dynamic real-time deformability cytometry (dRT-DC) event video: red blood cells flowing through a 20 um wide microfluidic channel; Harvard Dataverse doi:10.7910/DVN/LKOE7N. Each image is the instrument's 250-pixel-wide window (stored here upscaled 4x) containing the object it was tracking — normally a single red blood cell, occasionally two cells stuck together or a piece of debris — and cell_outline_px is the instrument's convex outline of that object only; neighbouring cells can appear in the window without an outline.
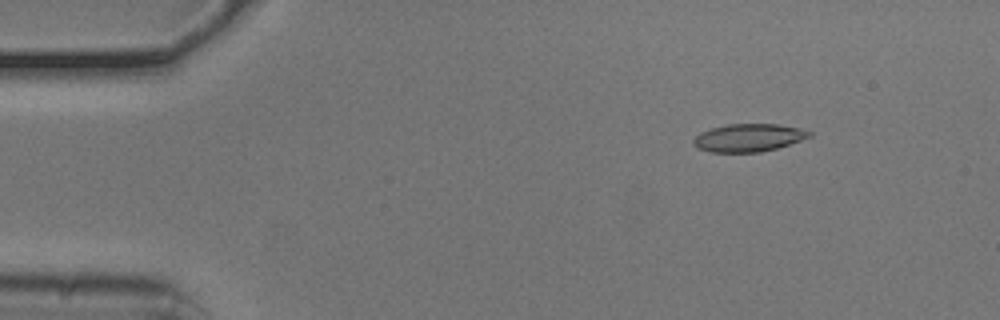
{"species": "common noctule bat (a hibernating species)", "species_latin": "Nyctalus noctula", "temperature_condition": "cold", "stored_images_in_passage": 53, "camera_frame_rate_fps": 3000, "um_per_image_px": 0.085, "animal": {"sex": "male", "body_mass_g": 20.5, "forearm_length_mm": 52.5}, "frame": {"image": 1, "passage_image": 7, "time_ms": 2.0, "image_size_px": [1000, 320], "cell_outline_px": [[812, 136], [776, 148], [760, 152], [708, 152], [692, 144], [692, 140], [700, 132], [712, 128], [728, 124], [780, 124], [812, 132]], "centroid_in_image_um": [63.59, 11.7], "position_along_channel_um": 21.4, "area_um2": 18.61}}
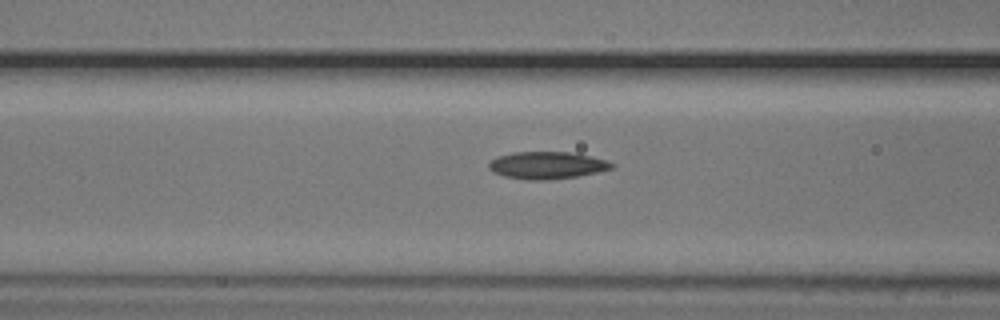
{"frame": {"image": 2, "passage_image": 21, "time_ms": 6.667, "image_size_px": [1000, 320], "cell_outline_px": [[616, 164], [612, 168], [596, 172], [576, 176], [544, 180], [528, 180], [504, 176], [492, 172], [488, 168], [488, 164], [496, 156], [512, 152], [568, 152], [592, 156], [608, 160]], "centroid_in_image_um": [46.48, 14.04], "position_along_channel_um": 120.1, "area_um2": 19.54}}
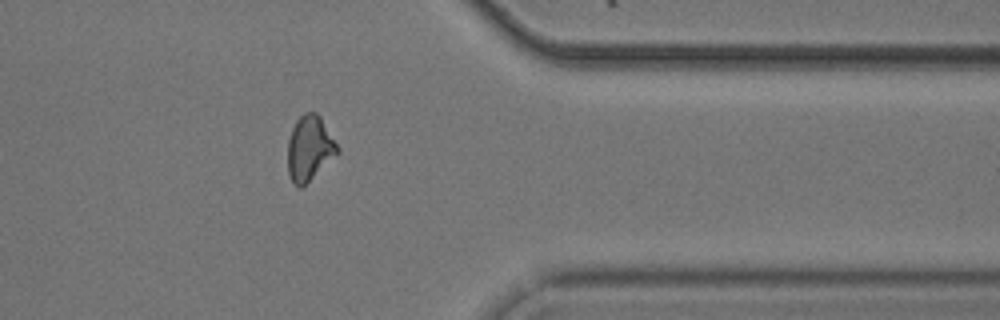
{"frame": {"image": 3, "passage_image": 43, "time_ms": 14.0, "image_size_px": [1000, 320], "cell_outline_px": [[340, 152], [300, 188], [292, 180], [288, 172], [288, 140], [292, 128], [296, 120], [304, 112], [316, 112], [320, 116], [340, 148]], "centroid_in_image_um": [26.32, 12.56], "position_along_channel_um": 385.1, "area_um2": 18.61}, "authors_computed_cell_mechanics": {"area_um2": 18.7272, "velocity_mm_per_s": 3.7945, "shape_relaxation_time_tau1_ms": null, "shape_relaxation_time_tau2_ms": 4.584, "deformation_change_tau1": null, "deformation_change_tau2": 0.1275}}